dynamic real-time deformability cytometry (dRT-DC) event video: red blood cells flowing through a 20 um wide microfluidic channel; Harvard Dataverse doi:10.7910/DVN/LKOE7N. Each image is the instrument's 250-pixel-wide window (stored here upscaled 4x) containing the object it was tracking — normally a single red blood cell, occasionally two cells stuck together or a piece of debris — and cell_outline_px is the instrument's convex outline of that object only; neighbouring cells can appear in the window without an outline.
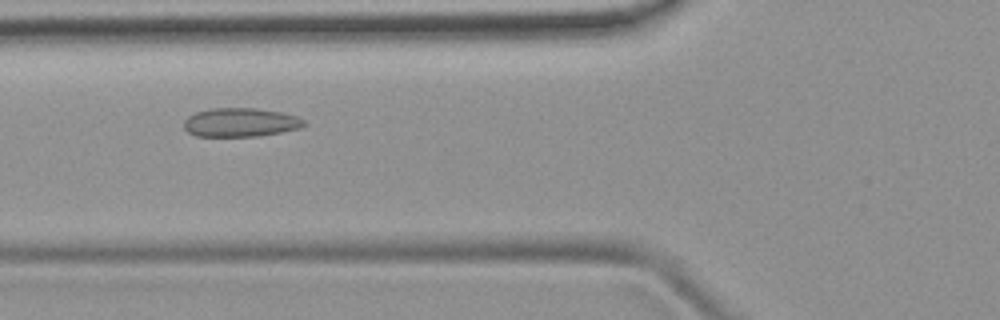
{"species": "common noctule bat (a hibernating species)", "species_latin": "Nyctalus noctula", "temperature_condition": "room temperature", "stored_images_in_passage": 47, "camera_frame_rate_fps": 3000, "um_per_image_px": 0.085, "animal": {"sex": "female", "body_mass_g": 19.9}, "frame": {"image": 1, "passage_image": 15, "time_ms": 4.667, "image_size_px": [1000, 320], "cell_outline_px": [[308, 124], [300, 128], [280, 132], [256, 136], [196, 136], [188, 132], [184, 128], [184, 120], [188, 116], [196, 112], [212, 108], [256, 108], [280, 112], [296, 116], [304, 120]], "centroid_in_image_um": [20.43, 10.4], "position_along_channel_um": 105.4, "area_um2": 20.11}}
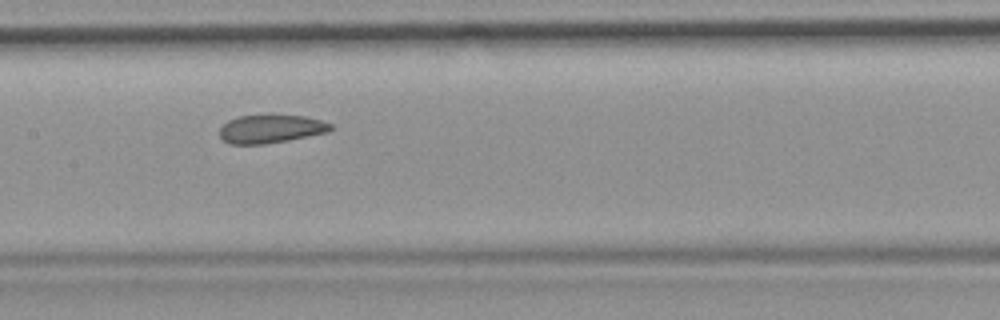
{"frame": {"image": 2, "passage_image": 21, "time_ms": 6.667, "image_size_px": [1000, 320], "cell_outline_px": [[332, 128], [328, 132], [288, 140], [264, 144], [228, 144], [220, 136], [220, 128], [228, 120], [240, 116], [304, 116], [320, 120], [332, 124]], "centroid_in_image_um": [23.01, 10.97], "position_along_channel_um": 184.4, "area_um2": 17.98}}
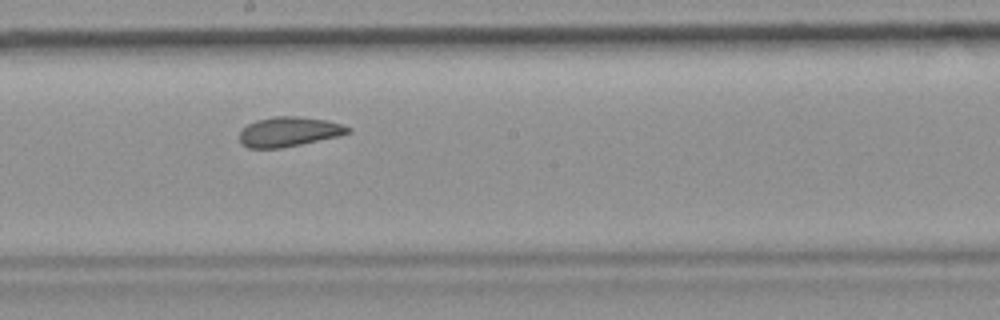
{"frame": {"image": 3, "passage_image": 24, "time_ms": 7.667, "image_size_px": [1000, 320], "cell_outline_px": [[352, 132], [336, 136], [300, 144], [280, 148], [248, 148], [240, 144], [240, 132], [248, 124], [256, 120], [272, 116], [300, 116], [328, 120], [352, 128]], "centroid_in_image_um": [24.54, 11.18], "position_along_channel_um": 223.7, "area_um2": 18.73}, "authors_computed_cell_mechanics": {"area_um2": 20.1144, "velocity_mm_per_s": 3.9458, "shape_relaxation_time_tau1_ms": null, "shape_relaxation_time_tau2_ms": 2.3403, "deformation_change_tau1": null, "deformation_change_tau2": 0.0633}}